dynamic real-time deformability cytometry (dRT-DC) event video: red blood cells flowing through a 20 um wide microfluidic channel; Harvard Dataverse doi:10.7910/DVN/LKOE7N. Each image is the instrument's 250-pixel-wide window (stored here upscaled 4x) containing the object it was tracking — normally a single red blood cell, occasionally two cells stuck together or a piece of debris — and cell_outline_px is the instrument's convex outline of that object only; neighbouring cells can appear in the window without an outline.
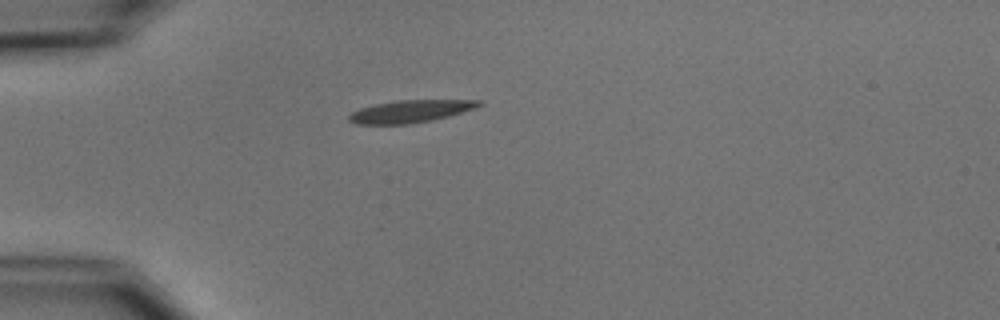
{"species": "common noctule bat (a hibernating species)", "species_latin": "Nyctalus noctula", "temperature_condition": "cold", "stored_images_in_passage": 2, "camera_frame_rate_fps": 3000, "um_per_image_px": 0.085, "animal": {"sex": "male", "body_mass_g": 15.6}, "frame": {"image": 1, "passage_image": 1, "time_ms": 0.0, "image_size_px": [1000, 320], "cell_outline_px": [[484, 104], [476, 108], [448, 116], [432, 120], [408, 124], [356, 124], [348, 120], [348, 116], [352, 112], [360, 108], [376, 104], [400, 100], [484, 100]], "centroid_in_image_um": [34.92, 9.46], "position_along_channel_um": 50.1, "area_um2": 16.94}}